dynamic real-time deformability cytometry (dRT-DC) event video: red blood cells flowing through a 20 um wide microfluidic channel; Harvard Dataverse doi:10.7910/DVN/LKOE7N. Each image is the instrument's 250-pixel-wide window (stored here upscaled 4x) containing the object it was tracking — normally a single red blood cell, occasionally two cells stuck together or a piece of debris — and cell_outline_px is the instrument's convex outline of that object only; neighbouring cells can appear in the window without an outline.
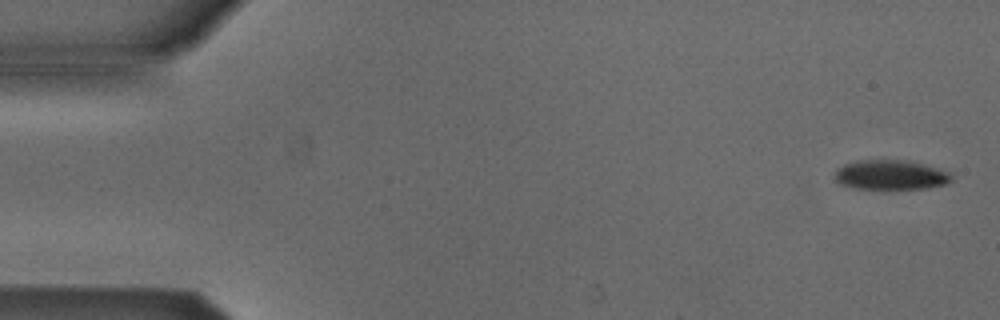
{"species": "Egyptian fruit bat (a non-hibernating species)", "species_latin": "Rousettus aegyptiacus", "temperature_condition": "cold", "stored_images_in_passage": 4, "camera_frame_rate_fps": 3000, "um_per_image_px": 0.085, "animal": {"sex": "male"}, "frame": {"image": 1, "passage_image": 1, "time_ms": 0.0, "image_size_px": [1000, 320], "cell_outline_px": [[952, 180], [944, 184], [928, 188], [856, 188], [840, 184], [832, 176], [836, 168], [844, 164], [856, 160], [908, 160], [924, 164], [952, 172]], "centroid_in_image_um": [75.69, 14.85], "position_along_channel_um": 9.3, "area_um2": 20.29}}
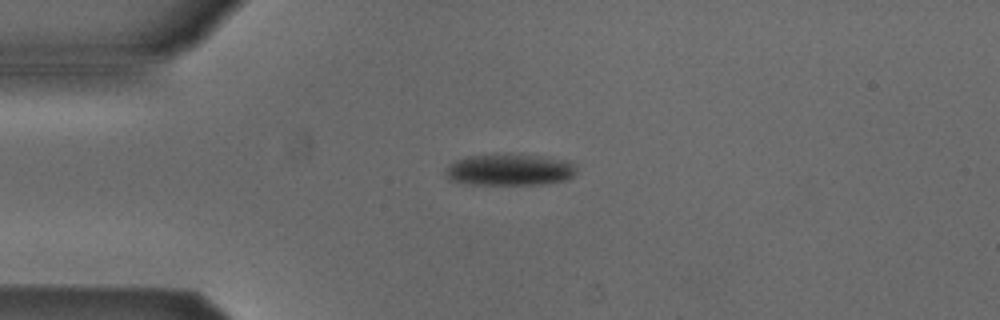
{"frame": {"image": 2, "passage_image": 4, "time_ms": 1.0, "image_size_px": [1000, 320], "cell_outline_px": [[576, 172], [568, 180], [544, 184], [468, 184], [452, 180], [448, 176], [448, 168], [456, 160], [468, 156], [536, 156], [568, 160], [576, 164]], "centroid_in_image_um": [43.42, 14.46], "position_along_channel_um": 41.6, "area_um2": 23.24}}